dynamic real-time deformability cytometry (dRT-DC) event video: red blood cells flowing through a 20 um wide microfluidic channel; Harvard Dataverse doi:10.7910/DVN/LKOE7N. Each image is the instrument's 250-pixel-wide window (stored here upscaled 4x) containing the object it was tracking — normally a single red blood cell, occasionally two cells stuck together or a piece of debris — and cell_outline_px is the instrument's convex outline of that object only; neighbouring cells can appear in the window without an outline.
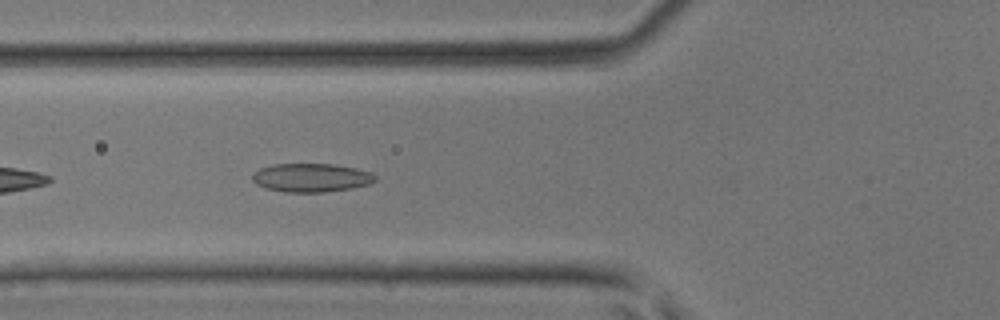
{"species": "common noctule bat (a hibernating species)", "species_latin": "Nyctalus noctula", "temperature_condition": "room temperature", "stored_images_in_passage": 34, "camera_frame_rate_fps": 3000, "um_per_image_px": 0.085, "animal": {"sex": "male", "body_mass_g": 17.9, "forearm_length_mm": 54.2}, "frame": {"image": 1, "passage_image": 5, "time_ms": 1.333, "image_size_px": [1000, 320], "cell_outline_px": [[376, 180], [368, 184], [352, 188], [324, 192], [284, 192], [264, 188], [256, 184], [252, 180], [252, 176], [260, 168], [272, 164], [336, 164], [356, 168], [372, 172], [376, 176]], "centroid_in_image_um": [26.46, 15.1], "position_along_channel_um": 99.3, "area_um2": 20.58}}
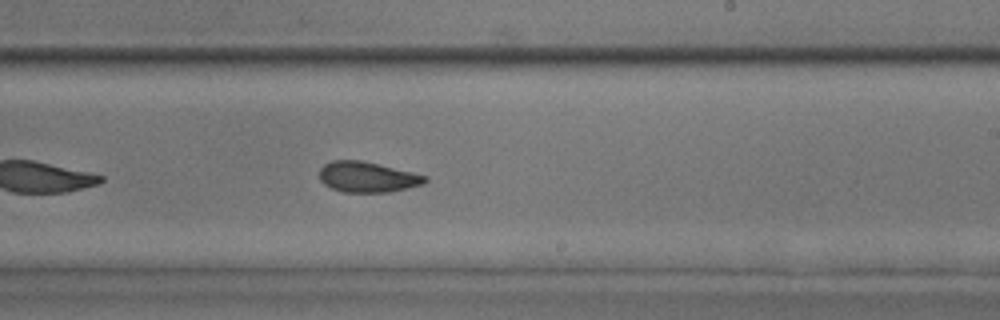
{"frame": {"image": 2, "passage_image": 16, "time_ms": 5.0, "image_size_px": [1000, 320], "cell_outline_px": [[428, 180], [424, 184], [388, 192], [344, 192], [332, 188], [324, 184], [320, 180], [320, 168], [324, 164], [332, 160], [360, 160], [428, 176]], "centroid_in_image_um": [31.22, 15.05], "position_along_channel_um": 257.8, "area_um2": 18.61}}
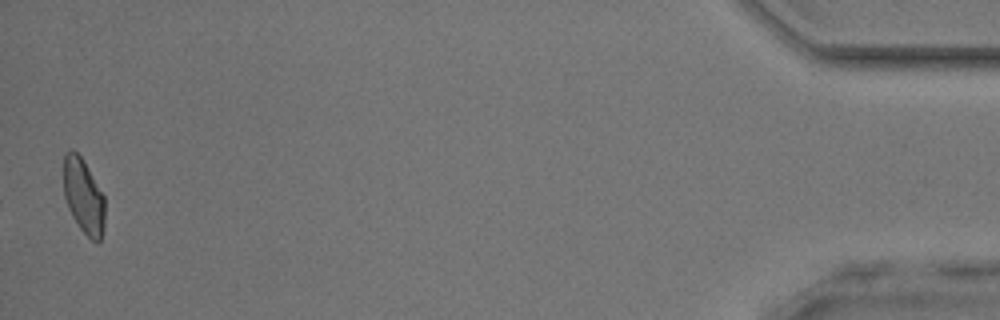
{"frame": {"image": 3, "passage_image": 34, "time_ms": 11.0, "image_size_px": [1000, 320], "cell_outline_px": [[104, 228], [100, 240], [92, 240], [80, 228], [72, 216], [68, 208], [64, 196], [64, 156], [72, 148], [84, 160], [104, 196]], "centroid_in_image_um": [7.1, 16.66], "position_along_channel_um": 428.1, "area_um2": 17.86}}